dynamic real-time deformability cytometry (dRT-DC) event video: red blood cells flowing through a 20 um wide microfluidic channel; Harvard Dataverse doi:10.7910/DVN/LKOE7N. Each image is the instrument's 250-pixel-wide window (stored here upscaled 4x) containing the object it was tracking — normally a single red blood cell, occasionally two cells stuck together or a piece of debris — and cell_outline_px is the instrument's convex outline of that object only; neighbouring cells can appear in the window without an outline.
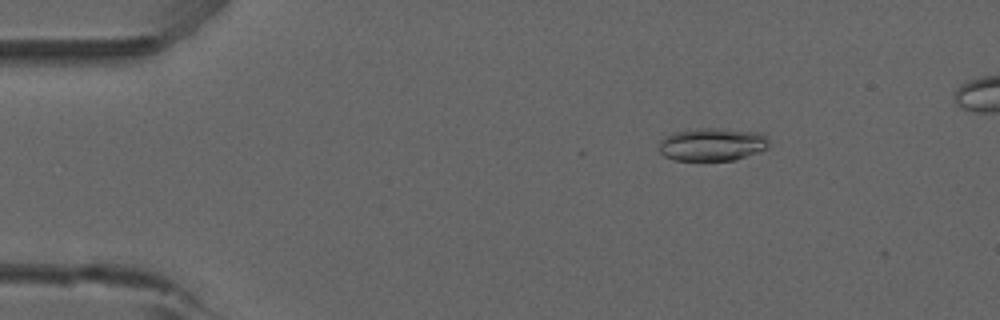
{"species": "common noctule bat (a hibernating species)", "species_latin": "Nyctalus noctula", "temperature_condition": "room temperature", "stored_images_in_passage": 51, "camera_frame_rate_fps": 3000, "um_per_image_px": 0.085, "animal": {"sex": "male", "forearm_length_mm": 52.5}, "frame": {"image": 1, "passage_image": 7, "time_ms": 2.0, "image_size_px": [1000, 320], "cell_outline_px": [[768, 148], [736, 160], [672, 160], [664, 156], [660, 152], [660, 140], [664, 136], [672, 132], [696, 128], [716, 128], [764, 132], [768, 136]], "centroid_in_image_um": [60.55, 12.26], "position_along_channel_um": 24.4, "area_um2": 21.44}}
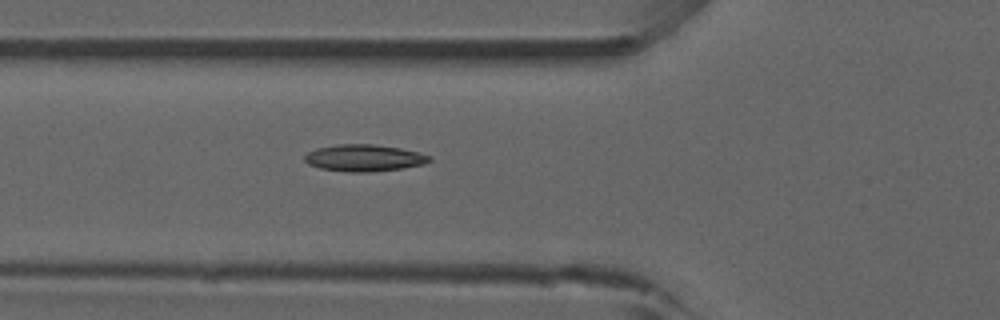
{"frame": {"image": 2, "passage_image": 18, "time_ms": 5.667, "image_size_px": [1000, 320], "cell_outline_px": [[432, 160], [424, 164], [400, 168], [368, 172], [348, 172], [320, 168], [308, 164], [304, 160], [304, 156], [308, 152], [316, 148], [336, 144], [372, 144], [400, 148], [432, 156]], "centroid_in_image_um": [30.92, 13.42], "position_along_channel_um": 94.9, "area_um2": 19.42}}
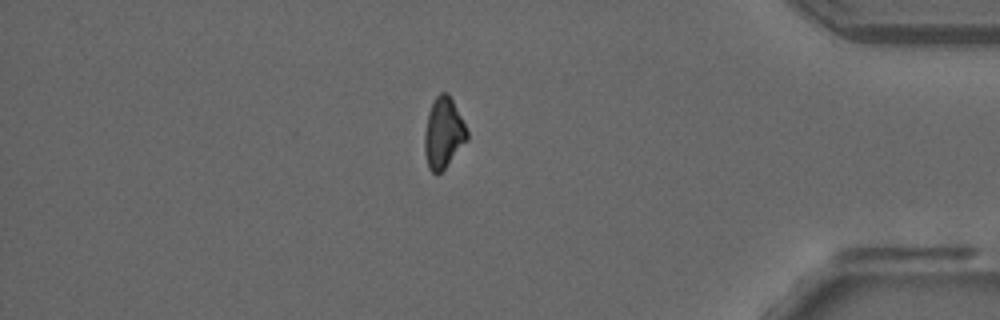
{"frame": {"image": 3, "passage_image": 44, "time_ms": 14.333, "image_size_px": [1000, 320], "cell_outline_px": [[468, 136], [444, 168], [436, 176], [428, 168], [424, 152], [424, 136], [428, 112], [436, 96], [440, 92], [448, 92], [468, 132]], "centroid_in_image_um": [37.64, 11.3], "position_along_channel_um": 397.6, "area_um2": 17.05}, "authors_computed_cell_mechanics": {"area_um2": 18.4382, "velocity_mm_per_s": 3.8886, "shape_relaxation_time_tau1_ms": null, "shape_relaxation_time_tau2_ms": 5.6492, "deformation_change_tau1": null, "deformation_change_tau2": 0.1152}}